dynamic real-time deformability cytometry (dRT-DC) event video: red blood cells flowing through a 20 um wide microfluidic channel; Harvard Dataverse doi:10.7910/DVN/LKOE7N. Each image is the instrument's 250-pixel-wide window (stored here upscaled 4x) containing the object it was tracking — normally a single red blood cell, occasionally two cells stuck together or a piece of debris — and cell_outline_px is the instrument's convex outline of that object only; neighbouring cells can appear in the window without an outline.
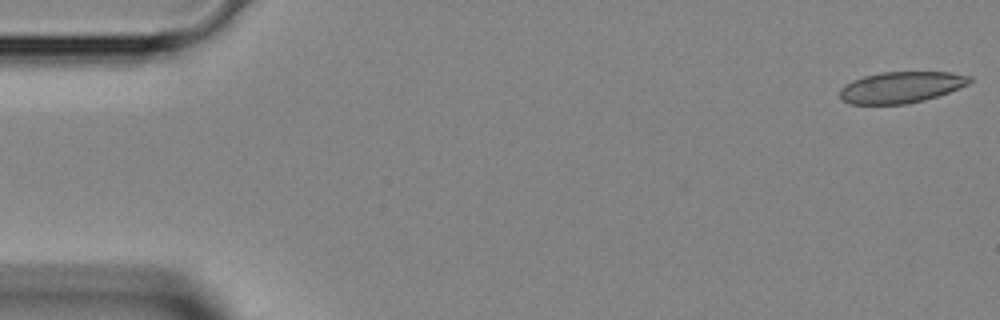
{"species": "Egyptian fruit bat (a non-hibernating species)", "species_latin": "Rousettus aegyptiacus", "temperature_condition": "room temperature", "stored_images_in_passage": 27, "camera_frame_rate_fps": 3000, "um_per_image_px": 0.085, "animal": {"sex": "female"}, "frame": {"image": 1, "passage_image": 1, "time_ms": 0.0, "image_size_px": [1000, 320], "cell_outline_px": [[972, 80], [968, 84], [948, 92], [924, 100], [908, 104], [852, 104], [840, 100], [840, 88], [844, 84], [852, 80], [864, 76], [880, 72], [952, 72], [972, 76]], "centroid_in_image_um": [76.57, 7.41], "position_along_channel_um": 8.4, "area_um2": 23.76}}
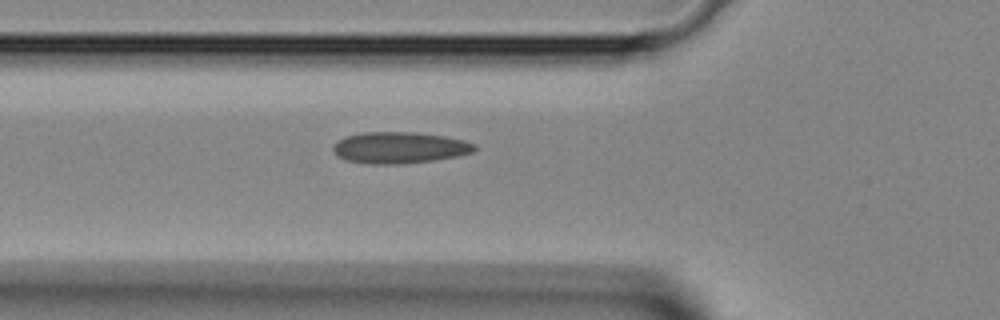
{"frame": {"image": 2, "passage_image": 15, "time_ms": 4.667, "image_size_px": [1000, 320], "cell_outline_px": [[476, 148], [472, 152], [460, 156], [404, 164], [368, 164], [344, 160], [336, 156], [332, 152], [332, 144], [344, 136], [364, 132], [412, 132], [444, 136], [464, 140], [476, 144]], "centroid_in_image_um": [33.9, 12.56], "position_along_channel_um": 91.9, "area_um2": 26.24}}
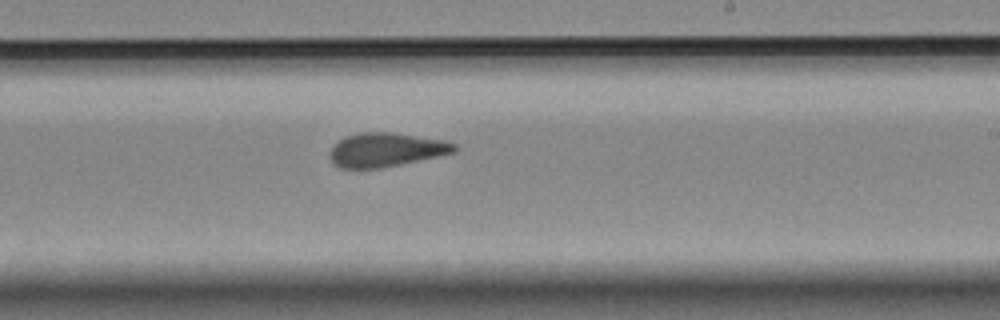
{"frame": {"image": 3, "passage_image": 26, "time_ms": 8.333, "image_size_px": [1000, 320], "cell_outline_px": [[460, 148], [456, 152], [400, 164], [380, 168], [340, 168], [332, 160], [328, 152], [332, 144], [344, 136], [360, 132], [388, 132], [448, 140], [456, 144]], "centroid_in_image_um": [32.82, 12.71], "position_along_channel_um": 256.2, "area_um2": 24.8}}